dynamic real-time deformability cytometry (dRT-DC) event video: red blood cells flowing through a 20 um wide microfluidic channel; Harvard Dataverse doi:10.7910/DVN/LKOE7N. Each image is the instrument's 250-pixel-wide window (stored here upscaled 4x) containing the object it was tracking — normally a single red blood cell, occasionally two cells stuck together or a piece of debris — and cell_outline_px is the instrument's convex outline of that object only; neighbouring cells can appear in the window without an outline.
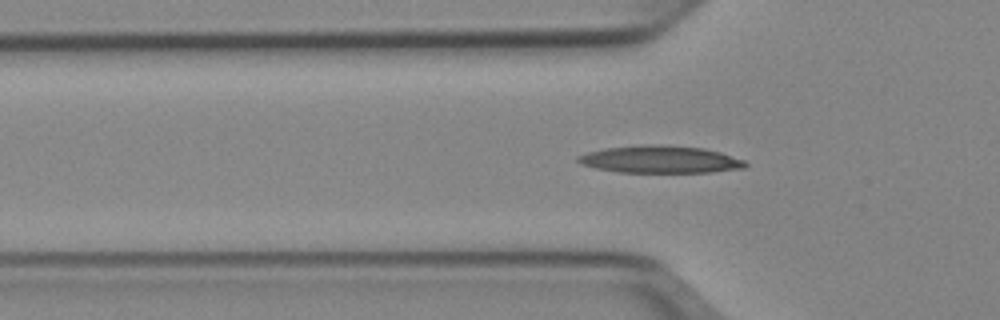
{"species": "Egyptian fruit bat (a non-hibernating species)", "species_latin": "Rousettus aegyptiacus", "temperature_condition": "cold", "stored_images_in_passage": 44, "camera_frame_rate_fps": 3000, "um_per_image_px": 0.085, "animal": {"sex": "female"}, "frame": {"image": 1, "passage_image": 16, "time_ms": 5.0, "image_size_px": [1000, 320], "cell_outline_px": [[748, 164], [744, 168], [712, 172], [616, 172], [596, 168], [580, 164], [576, 160], [576, 156], [588, 152], [604, 148], [640, 144], [652, 144], [704, 148], [720, 152], [744, 160]], "centroid_in_image_um": [56.08, 13.54], "position_along_channel_um": 69.7, "area_um2": 26.76}}
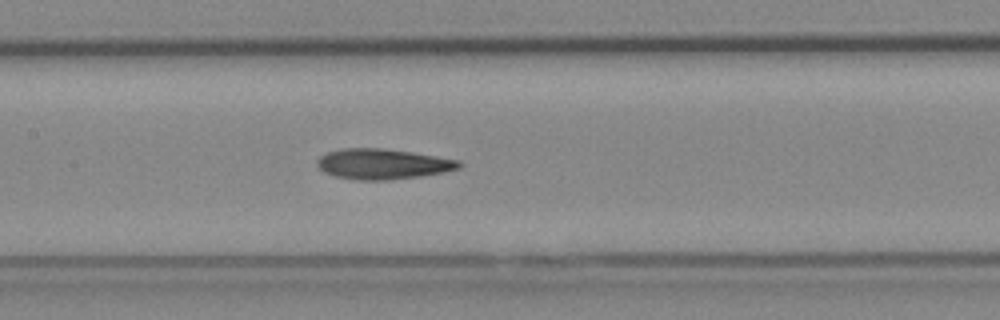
{"frame": {"image": 2, "passage_image": 24, "time_ms": 7.667, "image_size_px": [1000, 320], "cell_outline_px": [[464, 164], [460, 168], [444, 172], [420, 176], [388, 180], [356, 180], [336, 176], [324, 172], [316, 164], [316, 160], [320, 156], [328, 152], [344, 148], [380, 148], [412, 152], [460, 160]], "centroid_in_image_um": [32.55, 13.94], "position_along_channel_um": 174.9, "area_um2": 25.14}}
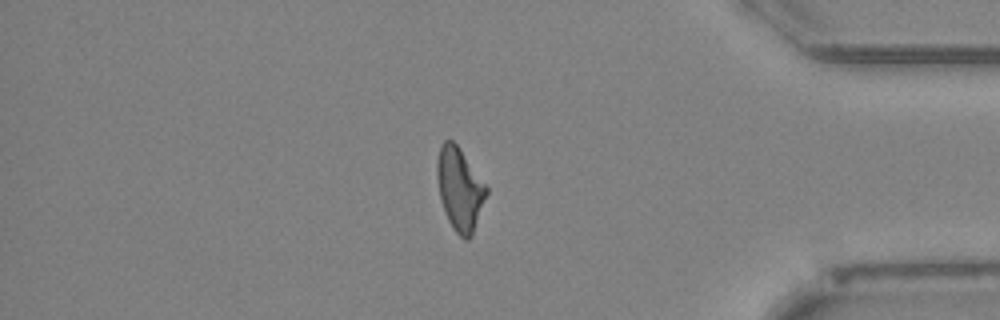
{"frame": {"image": 3, "passage_image": 43, "time_ms": 14.0, "image_size_px": [1000, 320], "cell_outline_px": [[488, 192], [472, 236], [468, 240], [464, 240], [452, 228], [444, 212], [440, 200], [436, 176], [436, 160], [440, 144], [444, 140], [452, 140], [460, 148], [488, 188]], "centroid_in_image_um": [39.05, 16.07], "position_along_channel_um": 396.1, "area_um2": 24.04}}